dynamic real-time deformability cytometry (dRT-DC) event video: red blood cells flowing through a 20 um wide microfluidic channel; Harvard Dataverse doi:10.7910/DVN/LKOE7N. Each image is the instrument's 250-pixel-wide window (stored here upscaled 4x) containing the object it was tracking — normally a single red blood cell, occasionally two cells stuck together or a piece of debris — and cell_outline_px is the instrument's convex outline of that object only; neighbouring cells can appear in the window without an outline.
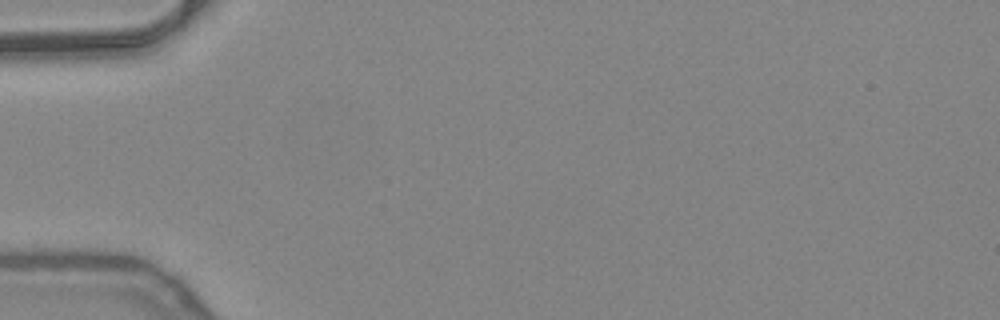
{"species": "common noctule bat (a hibernating species)", "species_latin": "Nyctalus noctula", "temperature_condition": "warm", "stored_images_in_passage": 1, "camera_frame_rate_fps": 3000, "um_per_image_px": 0.085, "animal": {"sex": "female", "body_mass_g": 24.6, "forearm_length_mm": 56.2}, "frame": {"image": 1, "passage_image": 1, "time_ms": 0.0, "image_size_px": [1000, 320], "cell_outline_px": [[164, 24], [132, 44], [124, 44], [48, 40], [52, 36], [60, 32], [164, 20]], "centroid_in_image_um": [9.38, 2.86], "position_along_channel_um": 75.6, "area_um2": 10.87}}